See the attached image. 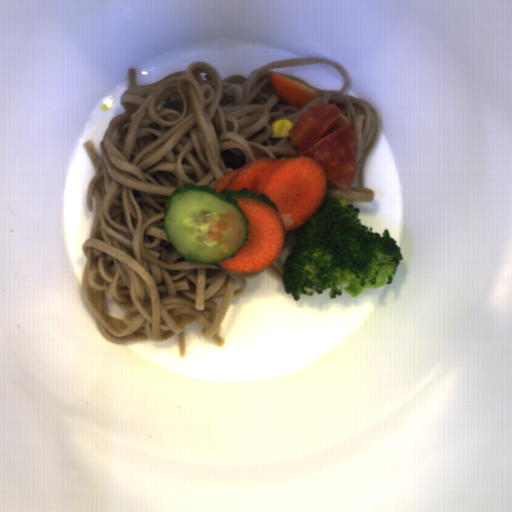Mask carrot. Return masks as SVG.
Instances as JSON below:
<instances>
[{"instance_id":"b8716197","label":"carrot","mask_w":512,"mask_h":512,"mask_svg":"<svg viewBox=\"0 0 512 512\" xmlns=\"http://www.w3.org/2000/svg\"><path fill=\"white\" fill-rule=\"evenodd\" d=\"M247 188L267 195L277 210L258 198H235L248 226V238L233 258L215 263L230 273L251 274L275 262L288 230L307 223L320 209L328 189L327 171L311 156L262 158L227 172L212 187Z\"/></svg>"},{"instance_id":"cead05ca","label":"carrot","mask_w":512,"mask_h":512,"mask_svg":"<svg viewBox=\"0 0 512 512\" xmlns=\"http://www.w3.org/2000/svg\"><path fill=\"white\" fill-rule=\"evenodd\" d=\"M269 79L275 95L281 102L290 106L303 109L307 103L321 97L319 93L308 85L283 75L271 72Z\"/></svg>"}]
</instances>
